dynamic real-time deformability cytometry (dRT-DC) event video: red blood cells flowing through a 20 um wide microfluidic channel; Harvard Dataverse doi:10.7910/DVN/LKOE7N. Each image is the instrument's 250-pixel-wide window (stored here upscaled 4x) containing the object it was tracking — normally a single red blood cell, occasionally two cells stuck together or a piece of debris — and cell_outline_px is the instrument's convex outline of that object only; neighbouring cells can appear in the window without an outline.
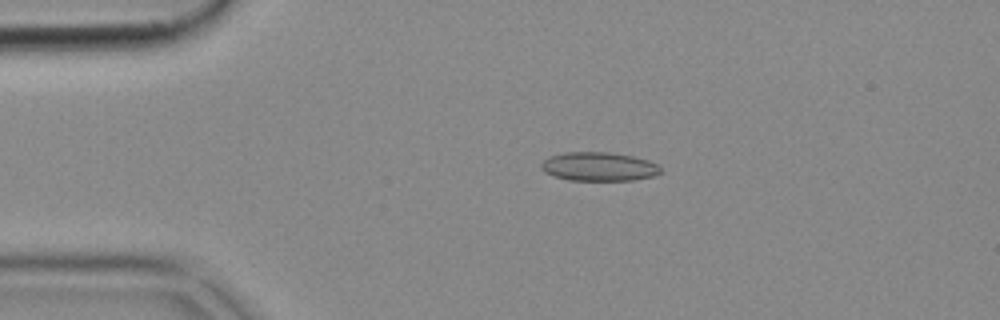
{"species": "common noctule bat (a hibernating species)", "species_latin": "Nyctalus noctula", "temperature_condition": "cold", "stored_images_in_passage": 33, "camera_frame_rate_fps": 3000, "um_per_image_px": 0.085, "animal": {"sex": "female", "body_mass_g": 18.4}, "frame": {"image": 1, "passage_image": 1, "time_ms": 0.0, "image_size_px": [1000, 320], "cell_outline_px": [[660, 172], [656, 176], [632, 180], [568, 180], [552, 176], [544, 172], [540, 168], [540, 164], [548, 156], [564, 152], [612, 152], [632, 156], [648, 160], [656, 164], [660, 168]], "centroid_in_image_um": [50.86, 14.16], "position_along_channel_um": 34.1, "area_um2": 20.23}}
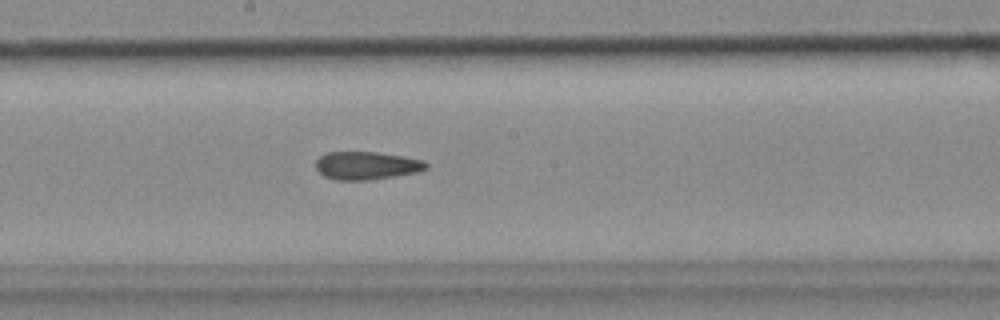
{"frame": {"image": 2, "passage_image": 18, "time_ms": 5.667, "image_size_px": [1000, 320], "cell_outline_px": [[428, 168], [420, 172], [368, 180], [336, 180], [324, 176], [316, 168], [316, 160], [320, 156], [328, 152], [376, 152], [424, 160], [428, 164]], "centroid_in_image_um": [31.17, 14.08], "position_along_channel_um": 217.0, "area_um2": 17.98}}
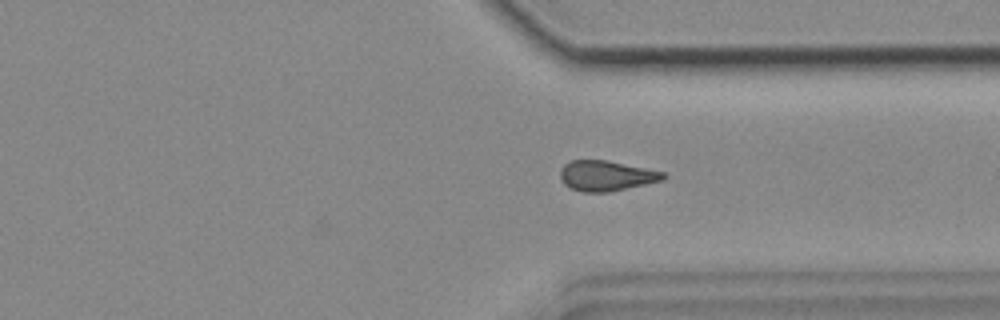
{"frame": {"image": 3, "passage_image": 29, "time_ms": 9.333, "image_size_px": [1000, 320], "cell_outline_px": [[668, 176], [664, 180], [608, 192], [584, 192], [572, 188], [564, 184], [560, 176], [560, 168], [568, 160], [608, 160], [664, 172]], "centroid_in_image_um": [51.53, 14.93], "position_along_channel_um": 359.9, "area_um2": 18.21}}